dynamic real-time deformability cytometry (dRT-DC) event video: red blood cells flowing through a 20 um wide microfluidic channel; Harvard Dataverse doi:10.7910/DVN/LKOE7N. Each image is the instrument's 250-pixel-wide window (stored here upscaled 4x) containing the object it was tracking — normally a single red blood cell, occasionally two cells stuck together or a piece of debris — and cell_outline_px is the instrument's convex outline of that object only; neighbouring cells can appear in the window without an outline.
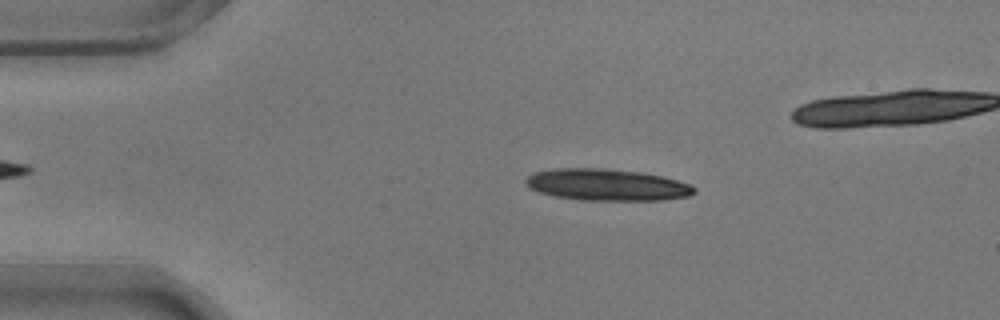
{"species": "common noctule bat (a hibernating species)", "species_latin": "Nyctalus noctula", "temperature_condition": "warm", "stored_images_in_passage": 20, "camera_frame_rate_fps": 3000, "um_per_image_px": 0.085, "animal": {"sex": "male", "body_mass_g": 17.9}, "frame": {"image": 1, "passage_image": 9, "time_ms": 2.667, "image_size_px": [1000, 320], "cell_outline_px": [[696, 192], [688, 196], [660, 200], [584, 200], [556, 196], [540, 192], [528, 188], [524, 184], [524, 180], [532, 172], [556, 168], [604, 168], [640, 172], [664, 176], [692, 184], [696, 188]], "centroid_in_image_um": [51.58, 15.7], "position_along_channel_um": 33.4, "area_um2": 31.33}}